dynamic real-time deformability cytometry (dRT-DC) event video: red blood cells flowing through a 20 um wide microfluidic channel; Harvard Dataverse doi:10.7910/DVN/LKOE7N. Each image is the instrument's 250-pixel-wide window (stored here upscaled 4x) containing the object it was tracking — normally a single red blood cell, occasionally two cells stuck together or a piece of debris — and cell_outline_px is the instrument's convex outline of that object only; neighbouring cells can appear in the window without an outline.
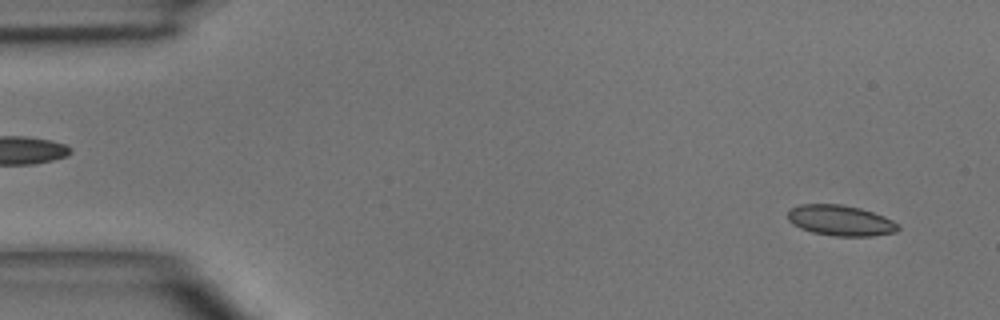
{"species": "common noctule bat (a hibernating species)", "species_latin": "Nyctalus noctula", "temperature_condition": "room temperature", "stored_images_in_passage": 7, "camera_frame_rate_fps": 3000, "um_per_image_px": 0.085, "animal": {"sex": "male", "body_mass_g": 15.6}, "frame": {"image": 1, "passage_image": 1, "time_ms": 0.0, "image_size_px": [1000, 320], "cell_outline_px": [[900, 228], [896, 232], [872, 236], [832, 236], [812, 232], [800, 228], [792, 224], [788, 220], [788, 212], [792, 208], [800, 204], [840, 204], [860, 208], [884, 216], [900, 224]], "centroid_in_image_um": [71.45, 18.75], "position_along_channel_um": 13.5, "area_um2": 19.77}}
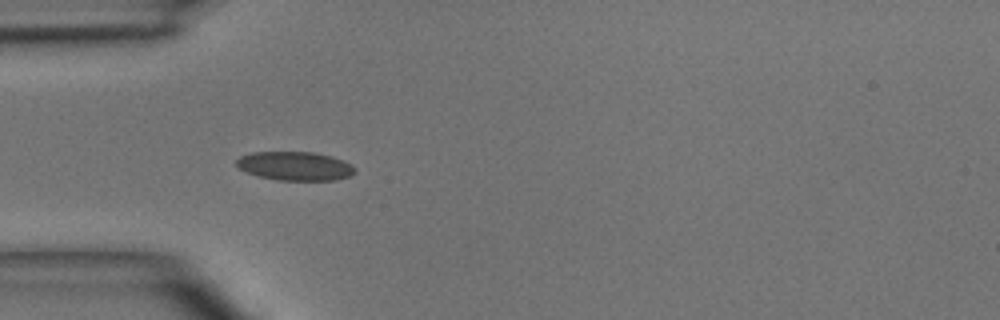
{"frame": {"image": 2, "passage_image": 4, "time_ms": 3.667, "image_size_px": [1000, 320], "cell_outline_px": [[356, 172], [348, 176], [336, 180], [276, 180], [260, 176], [248, 172], [240, 168], [236, 164], [236, 160], [240, 156], [252, 152], [316, 152], [332, 156], [344, 160], [352, 164], [356, 168]], "centroid_in_image_um": [25.12, 14.1], "position_along_channel_um": 59.9, "area_um2": 19.94}}